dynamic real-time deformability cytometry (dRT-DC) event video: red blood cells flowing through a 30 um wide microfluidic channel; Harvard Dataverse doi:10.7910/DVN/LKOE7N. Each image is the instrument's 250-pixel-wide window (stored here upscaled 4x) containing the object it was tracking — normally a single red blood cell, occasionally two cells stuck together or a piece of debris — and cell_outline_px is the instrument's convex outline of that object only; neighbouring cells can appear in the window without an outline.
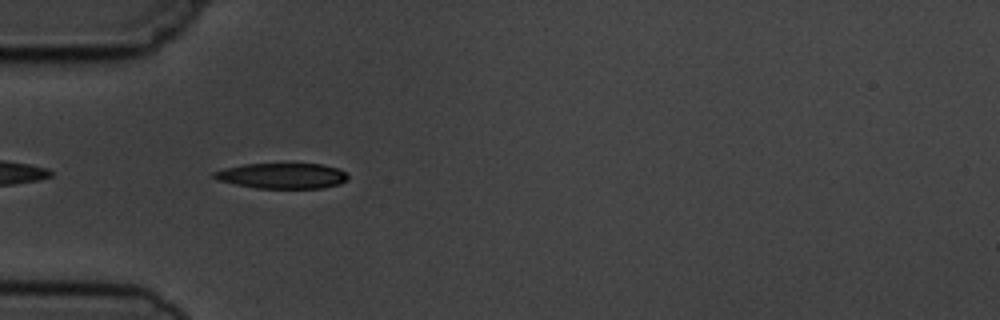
{"species": "common noctule bat (a hibernating species)", "species_latin": "Nyctalus noctula", "temperature_condition": "cold", "stored_images_in_passage": 10, "camera_frame_rate_fps": 3000, "um_per_image_px": 0.085, "animal": {"sex": "male", "body_mass_g": 19.5, "forearm_length_mm": 54.6}, "frame": {"image": 1, "passage_image": 4, "time_ms": 3.667, "image_size_px": [1000, 320], "cell_outline_px": [[348, 180], [340, 184], [324, 188], [256, 188], [236, 184], [220, 180], [212, 176], [212, 172], [224, 168], [244, 164], [320, 164], [340, 168], [348, 176]], "centroid_in_image_um": [24.02, 14.94], "position_along_channel_um": 61.0, "area_um2": 19.88}}
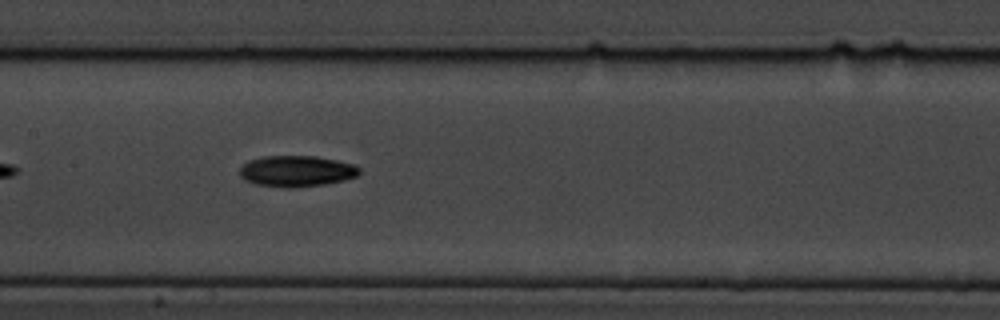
{"frame": {"image": 2, "passage_image": 7, "time_ms": 7.0, "image_size_px": [1000, 320], "cell_outline_px": [[360, 172], [356, 176], [344, 180], [324, 184], [288, 188], [280, 188], [256, 184], [244, 180], [240, 176], [240, 168], [248, 160], [264, 156], [316, 156], [336, 160], [352, 164], [360, 168]], "centroid_in_image_um": [25.17, 14.55], "position_along_channel_um": 182.2, "area_um2": 21.68}}
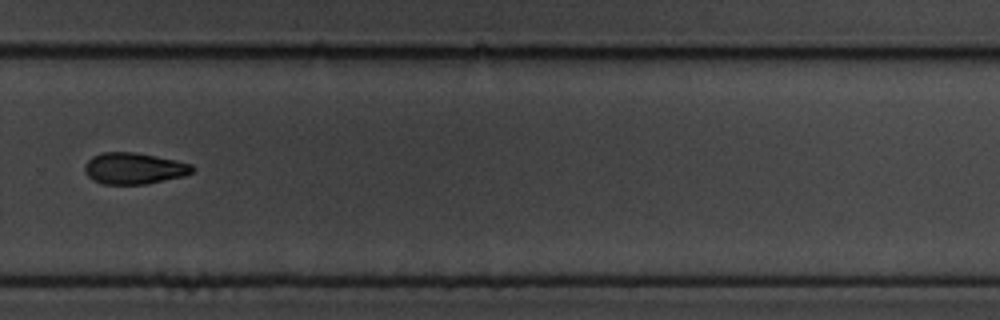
{"frame": {"image": 3, "passage_image": 10, "time_ms": 10.667, "image_size_px": [1000, 320], "cell_outline_px": [[196, 168], [192, 172], [184, 176], [148, 184], [104, 184], [92, 180], [84, 172], [84, 164], [92, 156], [104, 152], [136, 152], [176, 160], [192, 164]], "centroid_in_image_um": [11.39, 14.31], "position_along_channel_um": 318.4, "area_um2": 19.88}}